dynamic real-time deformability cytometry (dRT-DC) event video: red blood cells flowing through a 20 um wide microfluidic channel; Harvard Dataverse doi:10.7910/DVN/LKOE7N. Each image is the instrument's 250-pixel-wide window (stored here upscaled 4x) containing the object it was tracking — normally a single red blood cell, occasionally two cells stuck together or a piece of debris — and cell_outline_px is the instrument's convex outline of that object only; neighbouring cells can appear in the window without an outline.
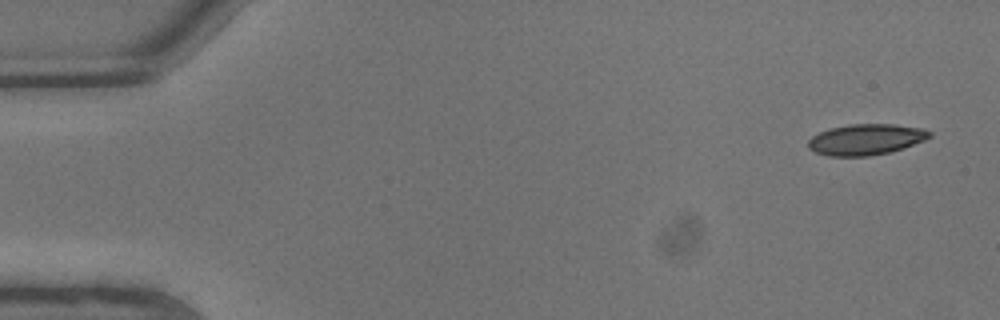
{"species": "common noctule bat (a hibernating species)", "species_latin": "Nyctalus noctula", "temperature_condition": "warm", "stored_images_in_passage": 7, "camera_frame_rate_fps": 3000, "um_per_image_px": 0.085, "animal": {"sex": "male", "body_mass_g": 13.3}, "frame": {"image": 1, "passage_image": 1, "time_ms": 0.0, "image_size_px": [1000, 320], "cell_outline_px": [[932, 136], [924, 140], [888, 152], [868, 156], [828, 156], [816, 152], [808, 148], [808, 140], [812, 136], [820, 132], [832, 128], [848, 124], [892, 124], [924, 128], [932, 132]], "centroid_in_image_um": [73.59, 11.84], "position_along_channel_um": 11.4, "area_um2": 21.68}}
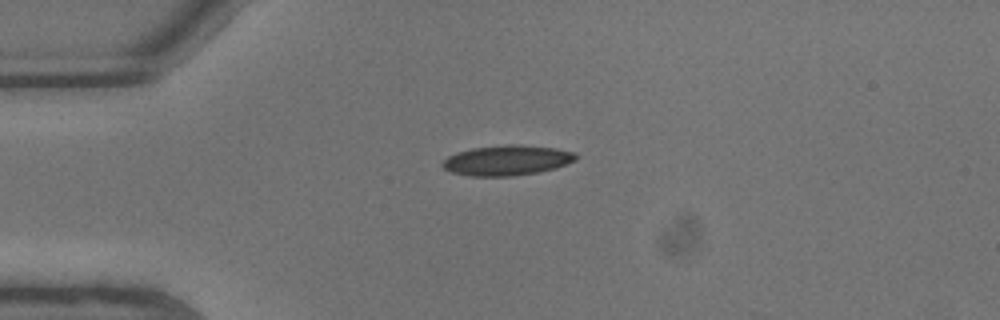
{"frame": {"image": 2, "passage_image": 5, "time_ms": 1.333, "image_size_px": [1000, 320], "cell_outline_px": [[576, 160], [556, 168], [536, 172], [512, 176], [468, 176], [452, 172], [444, 168], [440, 164], [448, 156], [456, 152], [472, 148], [512, 144], [520, 144], [556, 148], [572, 152], [576, 156]], "centroid_in_image_um": [43.06, 13.62], "position_along_channel_um": 41.9, "area_um2": 23.35}}